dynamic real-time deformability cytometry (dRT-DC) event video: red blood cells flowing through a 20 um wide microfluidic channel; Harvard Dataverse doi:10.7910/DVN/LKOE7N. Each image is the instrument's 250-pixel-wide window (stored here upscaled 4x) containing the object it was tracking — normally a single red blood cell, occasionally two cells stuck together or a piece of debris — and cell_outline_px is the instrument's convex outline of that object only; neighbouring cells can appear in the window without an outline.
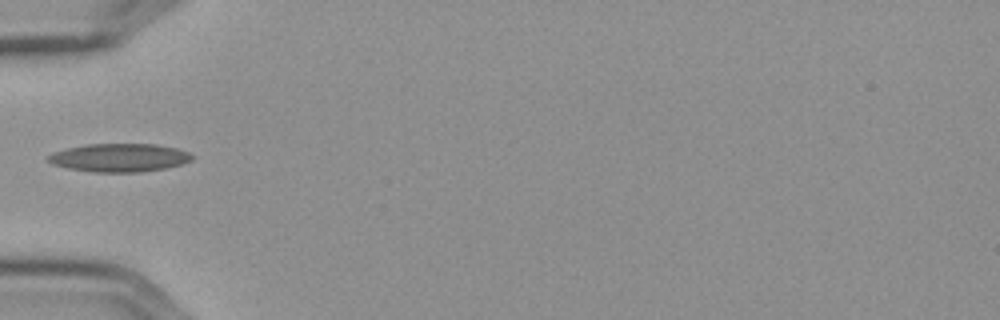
{"species": "Egyptian fruit bat (a non-hibernating species)", "species_latin": "Rousettus aegyptiacus", "temperature_condition": "cold", "stored_images_in_passage": 4, "camera_frame_rate_fps": 3000, "um_per_image_px": 0.085, "frame": {"image": 1, "passage_image": 1, "time_ms": 0.0, "image_size_px": [1000, 320], "cell_outline_px": [[192, 160], [180, 164], [164, 168], [140, 172], [92, 172], [68, 168], [52, 164], [48, 160], [48, 156], [52, 152], [84, 144], [156, 144], [176, 148], [188, 152], [192, 156]], "centroid_in_image_um": [10.12, 13.4], "position_along_channel_um": 74.9, "area_um2": 23.58}}
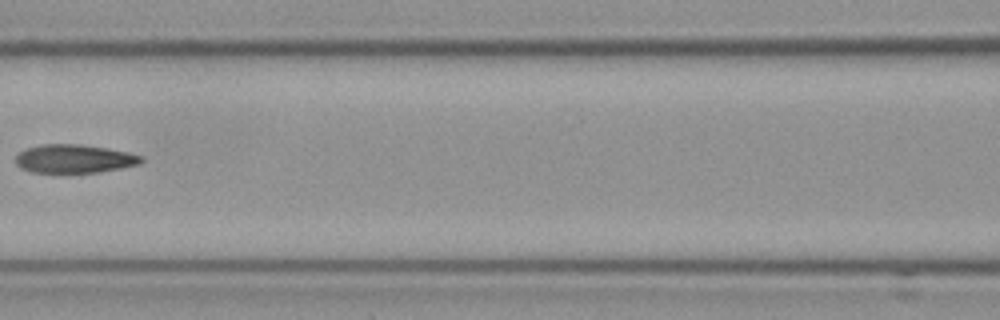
{"frame": {"image": 2, "passage_image": 3, "time_ms": 0.667, "image_size_px": [1000, 320], "cell_outline_px": [[144, 160], [140, 164], [120, 168], [96, 172], [32, 172], [20, 168], [16, 164], [16, 156], [20, 152], [28, 148], [44, 144], [80, 144], [108, 148], [128, 152], [144, 156]], "centroid_in_image_um": [6.34, 13.49], "position_along_channel_um": 160.3, "area_um2": 20.75}}
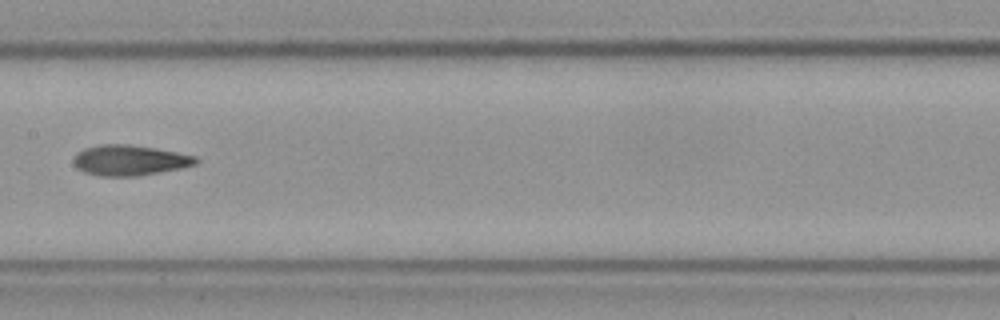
{"frame": {"image": 3, "passage_image": 4, "time_ms": 1.0, "image_size_px": [1000, 320], "cell_outline_px": [[200, 160], [196, 164], [180, 168], [136, 176], [100, 176], [84, 172], [72, 160], [76, 152], [84, 148], [100, 144], [128, 144], [156, 148], [196, 156]], "centroid_in_image_um": [11.01, 13.61], "position_along_channel_um": 196.4, "area_um2": 21.62}}